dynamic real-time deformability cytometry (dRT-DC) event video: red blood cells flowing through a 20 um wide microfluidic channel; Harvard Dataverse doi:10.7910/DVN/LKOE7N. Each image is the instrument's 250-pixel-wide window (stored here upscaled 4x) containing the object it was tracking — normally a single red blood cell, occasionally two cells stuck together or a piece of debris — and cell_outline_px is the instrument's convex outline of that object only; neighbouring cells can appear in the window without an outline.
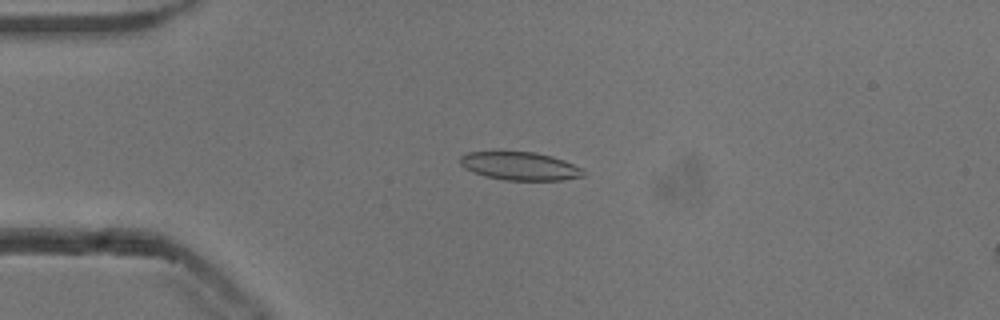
{"species": "common noctule bat (a hibernating species)", "species_latin": "Nyctalus noctula", "temperature_condition": "cold", "stored_images_in_passage": 13, "camera_frame_rate_fps": 3000, "um_per_image_px": 0.085, "animal": {"sex": "male", "body_mass_g": 13.3}, "frame": {"image": 1, "passage_image": 3, "time_ms": 0.667, "image_size_px": [1000, 320], "cell_outline_px": [[584, 176], [564, 180], [504, 180], [484, 176], [472, 172], [464, 168], [460, 164], [460, 156], [468, 152], [536, 152], [552, 156], [564, 160], [580, 168], [584, 172]], "centroid_in_image_um": [44.17, 14.12], "position_along_channel_um": 40.8, "area_um2": 20.23}}
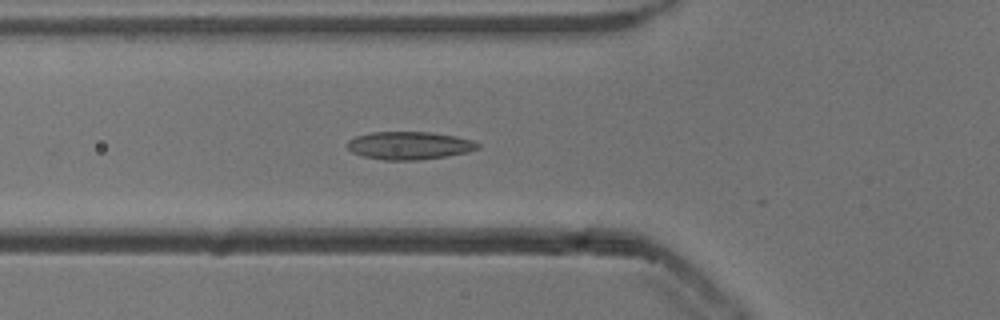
{"frame": {"image": 2, "passage_image": 9, "time_ms": 2.667, "image_size_px": [1000, 320], "cell_outline_px": [[480, 148], [468, 152], [448, 156], [420, 160], [384, 160], [364, 156], [352, 152], [348, 148], [348, 140], [356, 136], [372, 132], [428, 132], [456, 136], [472, 140], [480, 144]], "centroid_in_image_um": [34.82, 12.37], "position_along_channel_um": 91.0, "area_um2": 21.21}}
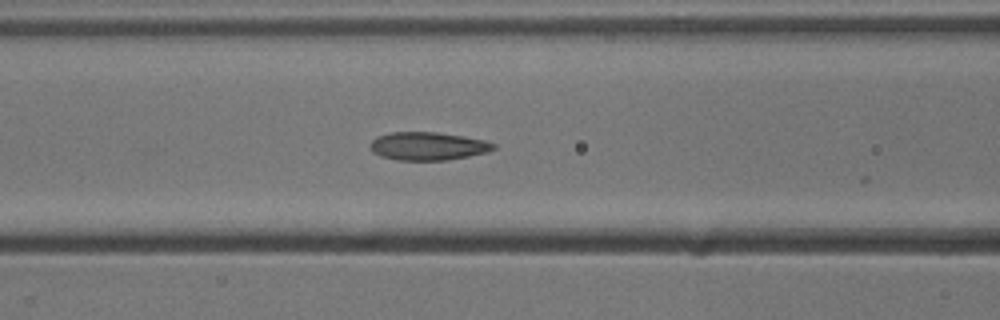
{"frame": {"image": 3, "passage_image": 12, "time_ms": 3.667, "image_size_px": [1000, 320], "cell_outline_px": [[496, 148], [488, 152], [448, 160], [396, 160], [380, 156], [372, 152], [368, 144], [376, 136], [392, 132], [436, 132], [464, 136], [484, 140], [496, 144]], "centroid_in_image_um": [36.35, 12.42], "position_along_channel_um": 130.3, "area_um2": 20.4}}